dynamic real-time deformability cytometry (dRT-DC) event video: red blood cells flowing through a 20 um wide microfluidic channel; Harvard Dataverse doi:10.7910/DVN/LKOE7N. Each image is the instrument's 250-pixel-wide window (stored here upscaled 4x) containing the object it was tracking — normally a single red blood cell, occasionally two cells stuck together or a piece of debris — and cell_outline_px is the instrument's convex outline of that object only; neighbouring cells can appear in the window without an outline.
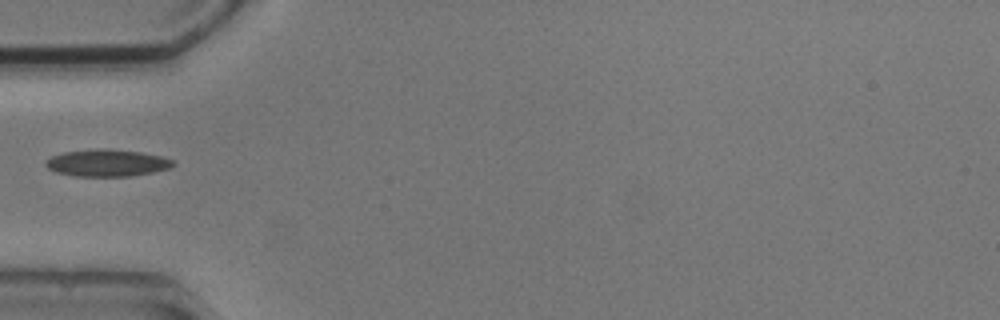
{"species": "common noctule bat (a hibernating species)", "species_latin": "Nyctalus noctula", "temperature_condition": "cold", "stored_images_in_passage": 2, "camera_frame_rate_fps": 3000, "um_per_image_px": 0.085, "animal": {"sex": "male", "body_mass_g": 20.5, "forearm_length_mm": 52.5}, "frame": {"image": 1, "passage_image": 1, "time_ms": 0.0, "image_size_px": [1000, 320], "cell_outline_px": [[176, 164], [168, 168], [152, 172], [128, 176], [76, 176], [56, 172], [48, 168], [44, 164], [52, 156], [64, 152], [100, 148], [140, 152], [160, 156], [172, 160]], "centroid_in_image_um": [9.08, 13.85], "position_along_channel_um": 75.9, "area_um2": 19.71}}